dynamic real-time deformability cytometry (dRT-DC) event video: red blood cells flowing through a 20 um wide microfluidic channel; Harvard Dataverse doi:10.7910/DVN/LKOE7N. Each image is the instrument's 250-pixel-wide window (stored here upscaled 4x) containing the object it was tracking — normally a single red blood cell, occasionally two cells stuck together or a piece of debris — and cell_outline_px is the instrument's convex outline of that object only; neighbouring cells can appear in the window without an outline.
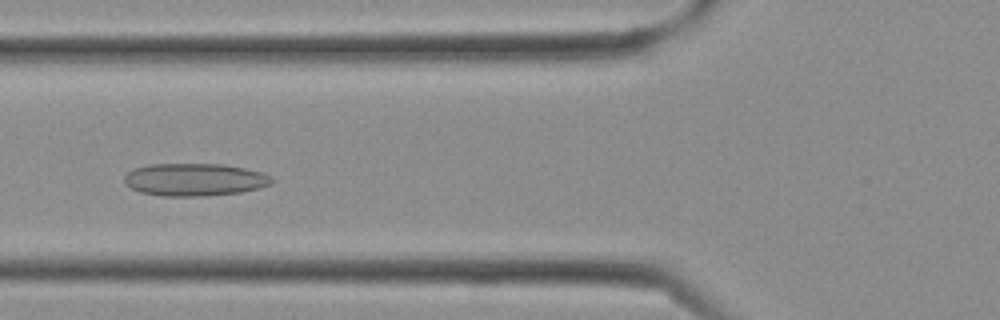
{"species": "Egyptian fruit bat (a non-hibernating species)", "species_latin": "Rousettus aegyptiacus", "temperature_condition": "cold", "stored_images_in_passage": 15, "camera_frame_rate_fps": 3000, "um_per_image_px": 0.085, "frame": {"image": 1, "passage_image": 8, "time_ms": 2.333, "image_size_px": [1000, 320], "cell_outline_px": [[276, 180], [272, 184], [240, 192], [204, 196], [160, 196], [140, 192], [132, 188], [124, 180], [124, 176], [132, 168], [148, 164], [224, 164], [244, 168], [260, 172], [272, 176]], "centroid_in_image_um": [16.54, 15.26], "position_along_channel_um": 109.3, "area_um2": 28.09}}
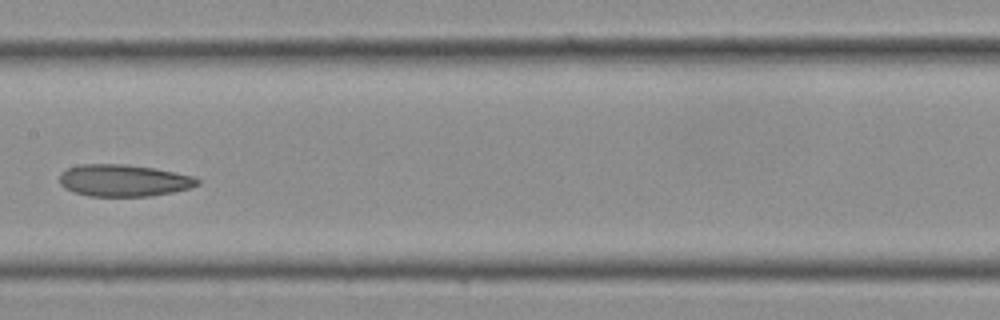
{"frame": {"image": 2, "passage_image": 12, "time_ms": 3.667, "image_size_px": [1000, 320], "cell_outline_px": [[200, 184], [188, 188], [172, 192], [148, 196], [88, 196], [72, 192], [64, 188], [60, 184], [60, 172], [68, 168], [80, 164], [128, 164], [156, 168], [196, 176], [200, 180]], "centroid_in_image_um": [10.51, 15.33], "position_along_channel_um": 196.9, "area_um2": 25.95}}
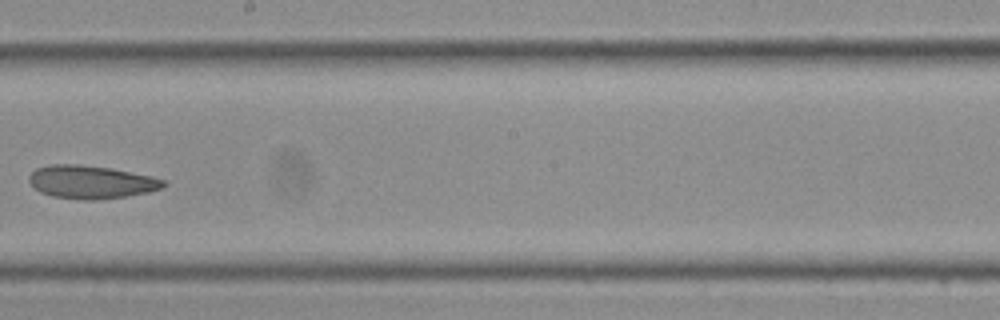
{"frame": {"image": 3, "passage_image": 14, "time_ms": 4.333, "image_size_px": [1000, 320], "cell_outline_px": [[168, 184], [160, 188], [148, 192], [124, 196], [92, 200], [84, 200], [52, 196], [40, 192], [28, 180], [28, 176], [36, 168], [52, 164], [80, 164], [112, 168], [152, 176], [164, 180]], "centroid_in_image_um": [7.74, 15.46], "position_along_channel_um": 240.5, "area_um2": 25.84}}